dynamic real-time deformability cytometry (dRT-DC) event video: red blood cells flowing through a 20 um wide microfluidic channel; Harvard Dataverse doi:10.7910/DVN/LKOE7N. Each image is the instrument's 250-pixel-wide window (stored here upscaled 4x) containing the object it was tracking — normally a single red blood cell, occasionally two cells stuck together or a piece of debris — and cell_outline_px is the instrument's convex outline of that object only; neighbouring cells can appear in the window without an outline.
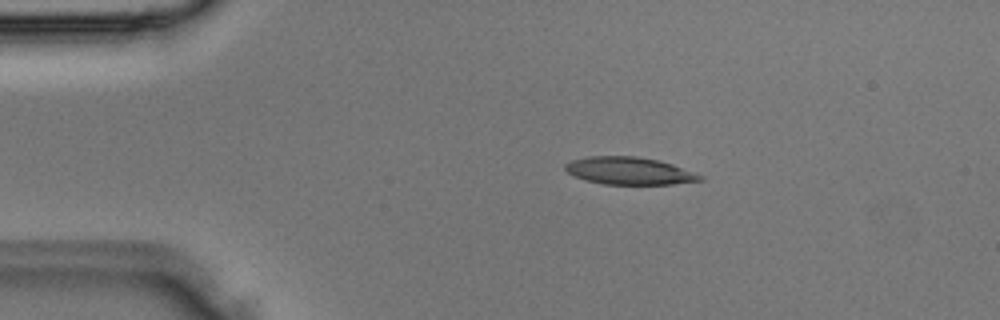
{"species": "Egyptian fruit bat (a non-hibernating species)", "species_latin": "Rousettus aegyptiacus", "temperature_condition": "room temperature", "stored_images_in_passage": 2, "camera_frame_rate_fps": 3000, "um_per_image_px": 0.085, "animal": {"sex": "male"}, "frame": {"image": 1, "passage_image": 1, "time_ms": 0.0, "image_size_px": [1000, 320], "cell_outline_px": [[704, 180], [672, 184], [604, 184], [584, 180], [568, 172], [564, 168], [564, 164], [572, 160], [588, 156], [636, 156], [660, 160], [672, 164], [704, 176]], "centroid_in_image_um": [53.49, 14.52], "position_along_channel_um": 31.5, "area_um2": 21.56}}